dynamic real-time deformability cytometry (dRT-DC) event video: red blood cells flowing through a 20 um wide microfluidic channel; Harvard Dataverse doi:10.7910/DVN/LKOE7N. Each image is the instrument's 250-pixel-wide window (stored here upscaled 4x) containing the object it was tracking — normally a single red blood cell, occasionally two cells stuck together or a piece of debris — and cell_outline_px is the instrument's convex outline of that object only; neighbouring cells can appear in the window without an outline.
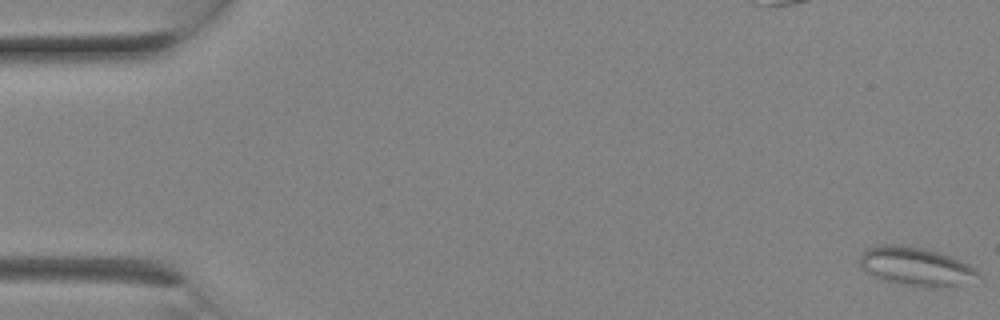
{"species": "Egyptian fruit bat (a non-hibernating species)", "species_latin": "Rousettus aegyptiacus", "temperature_condition": "room temperature", "stored_images_in_passage": 3, "camera_frame_rate_fps": 3000, "um_per_image_px": 0.085, "animal": {"sex": "female"}, "frame": {"image": 1, "passage_image": 1, "time_ms": 0.0, "image_size_px": [1000, 320], "cell_outline_px": [[980, 276], [948, 288], [924, 288], [896, 284], [872, 276], [860, 264], [860, 256], [864, 248], [876, 244], [900, 244], [924, 248], [952, 256], [968, 264], [980, 272]], "centroid_in_image_um": [77.82, 22.65], "position_along_channel_um": 7.2, "area_um2": 27.11}}